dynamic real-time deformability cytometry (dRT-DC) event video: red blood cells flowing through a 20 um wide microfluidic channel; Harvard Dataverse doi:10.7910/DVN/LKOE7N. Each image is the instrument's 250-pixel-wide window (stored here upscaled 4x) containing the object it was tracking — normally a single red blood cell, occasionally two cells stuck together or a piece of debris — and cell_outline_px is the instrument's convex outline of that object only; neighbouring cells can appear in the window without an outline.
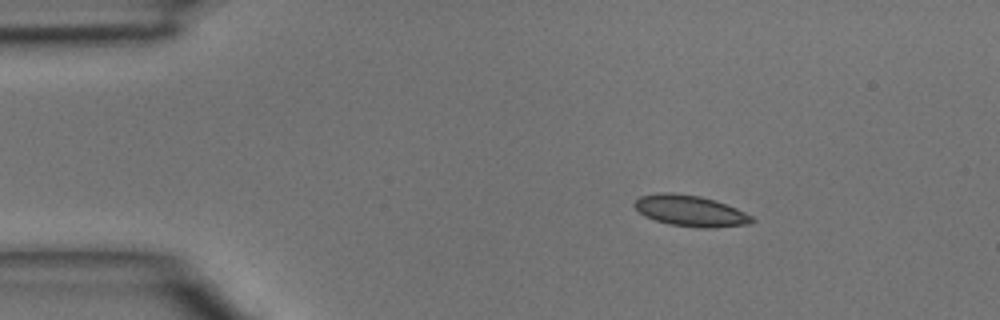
{"species": "common noctule bat (a hibernating species)", "species_latin": "Nyctalus noctula", "temperature_condition": "room temperature", "stored_images_in_passage": 4, "camera_frame_rate_fps": 3000, "um_per_image_px": 0.085, "animal": {"sex": "male", "body_mass_g": 15.6}, "frame": {"image": 1, "passage_image": 1, "time_ms": 0.0, "image_size_px": [1000, 320], "cell_outline_px": [[756, 220], [752, 224], [716, 228], [700, 228], [668, 224], [644, 216], [632, 204], [640, 196], [656, 192], [672, 192], [700, 196], [716, 200], [736, 208], [752, 216]], "centroid_in_image_um": [58.7, 17.92], "position_along_channel_um": 26.3, "area_um2": 21.56}}
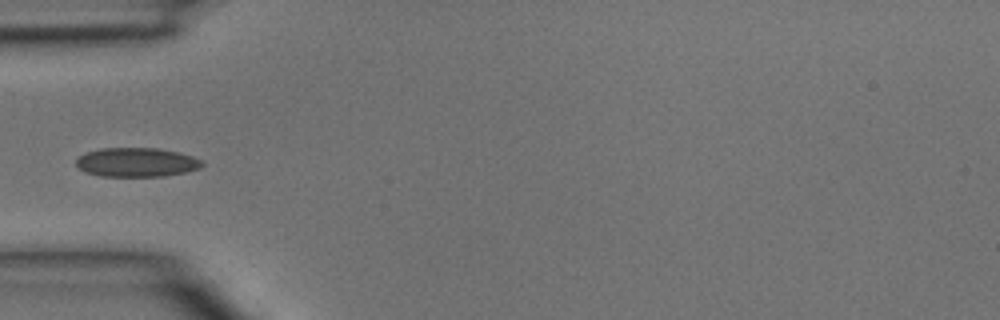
{"frame": {"image": 2, "passage_image": 3, "time_ms": 0.667, "image_size_px": [1000, 320], "cell_outline_px": [[204, 164], [200, 168], [184, 172], [164, 176], [100, 176], [84, 172], [76, 164], [76, 156], [100, 148], [156, 148], [180, 152], [192, 156], [200, 160]], "centroid_in_image_um": [11.58, 13.79], "position_along_channel_um": 73.4, "area_um2": 21.39}}